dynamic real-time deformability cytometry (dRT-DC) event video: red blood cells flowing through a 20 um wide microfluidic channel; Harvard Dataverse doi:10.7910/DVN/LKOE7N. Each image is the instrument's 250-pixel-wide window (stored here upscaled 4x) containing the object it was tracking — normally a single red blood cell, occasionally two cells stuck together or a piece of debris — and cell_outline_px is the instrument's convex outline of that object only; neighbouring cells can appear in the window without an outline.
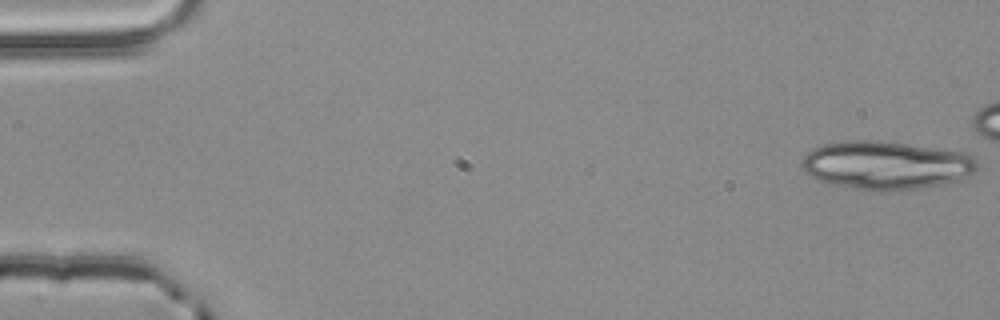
{"species": "common noctule bat (a hibernating species)", "species_latin": "Nyctalus noctula", "temperature_condition": "room temperature", "stored_images_in_passage": 39, "segment_of_instrument_passage": [1, 2], "camera_frame_rate_fps": 3000, "um_per_image_px": 0.085, "animal": {"sex": "male", "body_mass_g": 20.4}, "frame": {"image": 1, "passage_image": 1, "time_ms": 0.0, "image_size_px": [1000, 320], "cell_outline_px": [[976, 168], [968, 176], [960, 180], [944, 184], [916, 188], [884, 192], [880, 192], [824, 184], [808, 176], [800, 164], [804, 156], [812, 148], [824, 144], [848, 140], [880, 140], [964, 152], [976, 156]], "centroid_in_image_um": [75.27, 14.05], "position_along_channel_um": 9.7, "area_um2": 50.05}}